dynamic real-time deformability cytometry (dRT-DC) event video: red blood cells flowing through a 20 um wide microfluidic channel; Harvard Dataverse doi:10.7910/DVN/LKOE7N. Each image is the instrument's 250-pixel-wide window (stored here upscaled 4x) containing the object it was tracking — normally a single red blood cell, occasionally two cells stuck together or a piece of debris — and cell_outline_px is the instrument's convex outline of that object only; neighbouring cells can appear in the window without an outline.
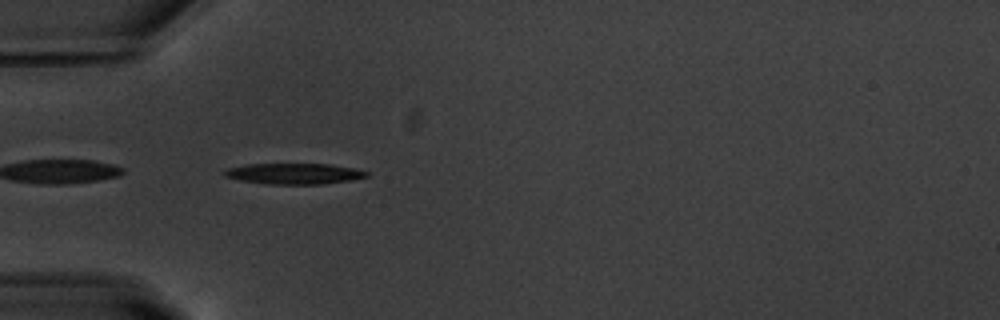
{"species": "common noctule bat (a hibernating species)", "species_latin": "Nyctalus noctula", "temperature_condition": "warm", "stored_images_in_passage": 38, "camera_frame_rate_fps": 3000, "um_per_image_px": 0.085, "animal": {"sex": "male", "body_mass_g": 20.1, "forearm_length_mm": 53.5}, "frame": {"image": 1, "passage_image": 1, "time_ms": 0.0, "image_size_px": [1000, 320], "cell_outline_px": [[368, 176], [352, 180], [324, 184], [268, 184], [240, 180], [224, 176], [220, 172], [228, 168], [248, 164], [328, 164], [356, 168], [368, 172]], "centroid_in_image_um": [24.99, 14.76], "position_along_channel_um": 60.0, "area_um2": 17.34}}
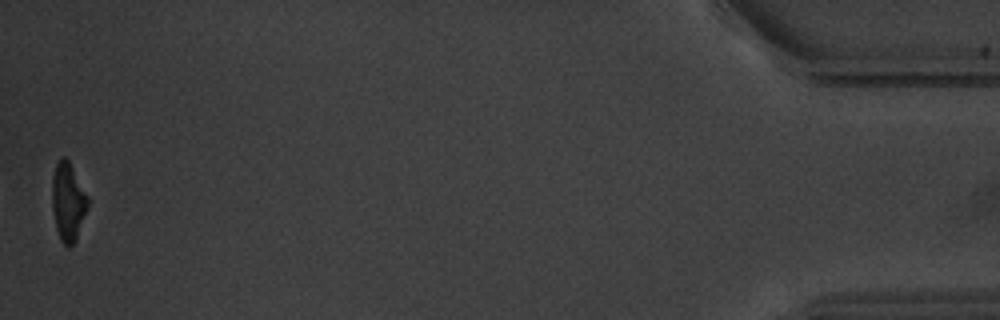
{"frame": {"image": 2, "passage_image": 38, "time_ms": 12.333, "image_size_px": [1000, 320], "cell_outline_px": [[88, 204], [76, 240], [68, 248], [60, 240], [56, 228], [52, 208], [52, 176], [56, 164], [64, 156], [68, 160], [88, 196]], "centroid_in_image_um": [5.77, 17.17], "position_along_channel_um": 429.4, "area_um2": 16.07}, "authors_computed_cell_mechanics": {"area_um2": 18.1492, "velocity_mm_per_s": 3.7373, "shape_relaxation_time_tau1_ms": 2.8265, "shape_relaxation_time_tau2_ms": 1.9908, "deformation_change_tau1": 0.1789, "deformation_change_tau2": 0.1278}}